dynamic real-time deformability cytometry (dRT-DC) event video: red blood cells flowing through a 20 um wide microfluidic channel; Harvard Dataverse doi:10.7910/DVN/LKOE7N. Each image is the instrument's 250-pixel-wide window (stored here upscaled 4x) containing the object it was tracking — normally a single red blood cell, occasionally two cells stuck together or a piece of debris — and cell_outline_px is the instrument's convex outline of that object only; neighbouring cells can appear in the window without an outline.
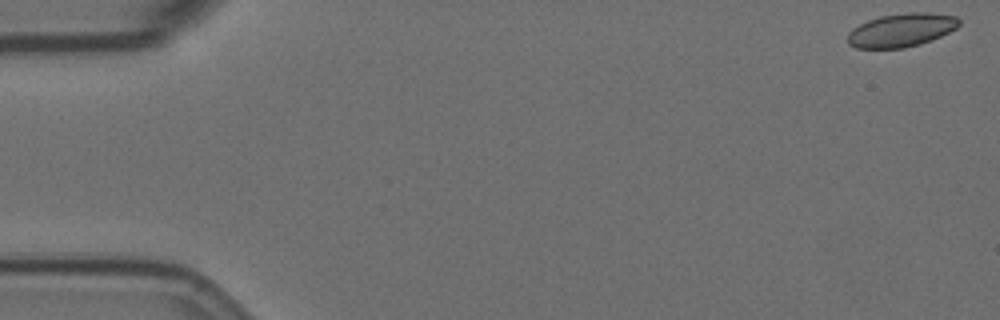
{"species": "Egyptian fruit bat (a non-hibernating species)", "species_latin": "Rousettus aegyptiacus", "temperature_condition": "room temperature", "stored_images_in_passage": 57, "camera_frame_rate_fps": 3000, "um_per_image_px": 0.085, "animal": {"sex": "female"}, "frame": {"image": 1, "passage_image": 1, "time_ms": 0.0, "image_size_px": [1000, 320], "cell_outline_px": [[960, 24], [956, 28], [932, 40], [920, 44], [904, 48], [856, 48], [848, 44], [848, 32], [852, 28], [868, 20], [880, 16], [908, 12], [928, 12], [956, 16], [960, 20]], "centroid_in_image_um": [76.61, 2.55], "position_along_channel_um": 8.4, "area_um2": 21.79}}
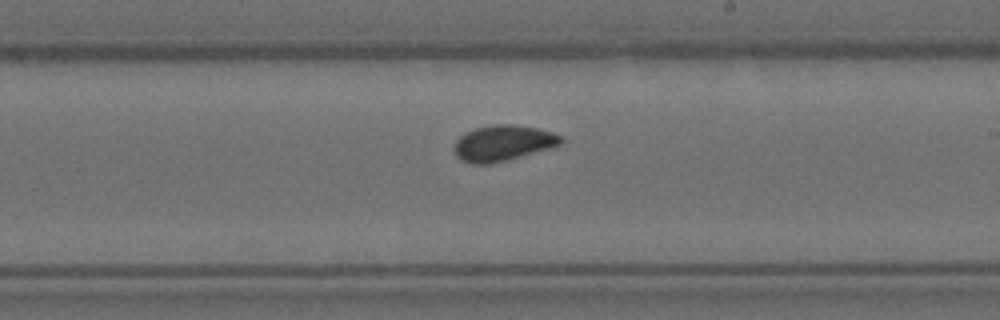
{"frame": {"image": 2, "passage_image": 33, "time_ms": 10.667, "image_size_px": [1000, 320], "cell_outline_px": [[564, 140], [560, 144], [548, 148], [508, 160], [492, 164], [472, 164], [460, 160], [456, 156], [456, 140], [464, 132], [476, 128], [496, 124], [512, 124], [536, 128], [552, 132], [560, 136]], "centroid_in_image_um": [42.73, 12.17], "position_along_channel_um": 246.3, "area_um2": 22.02}}
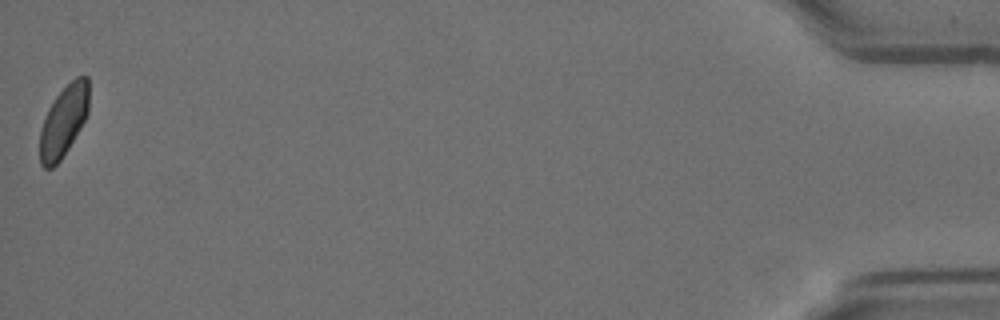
{"frame": {"image": 3, "passage_image": 57, "time_ms": 18.667, "image_size_px": [1000, 320], "cell_outline_px": [[88, 112], [80, 128], [68, 148], [60, 160], [52, 168], [44, 168], [40, 164], [40, 128], [48, 108], [56, 96], [76, 76], [88, 76]], "centroid_in_image_um": [5.39, 10.3], "position_along_channel_um": 429.8, "area_um2": 20.06}}